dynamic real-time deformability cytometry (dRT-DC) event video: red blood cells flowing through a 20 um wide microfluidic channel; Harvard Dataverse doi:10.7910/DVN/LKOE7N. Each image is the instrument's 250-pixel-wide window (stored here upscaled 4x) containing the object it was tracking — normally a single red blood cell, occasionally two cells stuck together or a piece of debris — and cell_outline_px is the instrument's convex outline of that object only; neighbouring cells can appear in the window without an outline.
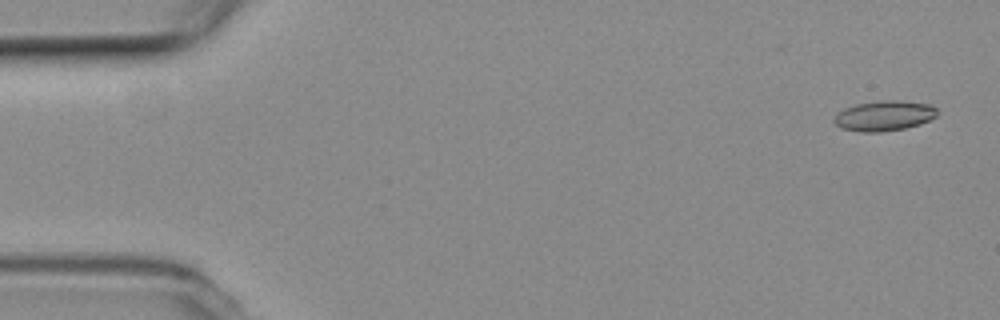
{"species": "common noctule bat (a hibernating species)", "species_latin": "Nyctalus noctula", "temperature_condition": "room temperature", "stored_images_in_passage": 5, "camera_frame_rate_fps": 3000, "um_per_image_px": 0.085, "animal": {"sex": "female", "body_mass_g": 19.3, "forearm_length_mm": 54.1}, "frame": {"image": 1, "passage_image": 1, "time_ms": 0.0, "image_size_px": [1000, 320], "cell_outline_px": [[936, 116], [920, 124], [904, 128], [880, 132], [860, 132], [840, 128], [832, 120], [836, 112], [844, 108], [856, 104], [876, 100], [900, 100], [928, 104], [936, 108]], "centroid_in_image_um": [75.09, 9.83], "position_along_channel_um": 9.9, "area_um2": 18.26}}
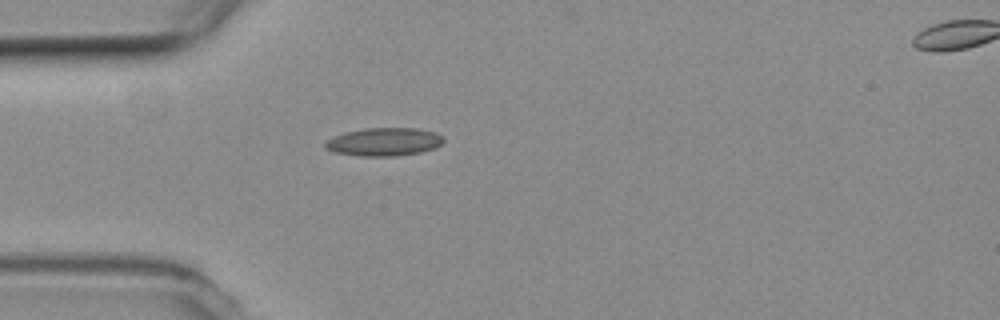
{"frame": {"image": 2, "passage_image": 4, "time_ms": 1.0, "image_size_px": [1000, 320], "cell_outline_px": [[444, 140], [436, 148], [420, 152], [396, 156], [360, 156], [336, 152], [324, 148], [324, 144], [328, 140], [336, 136], [348, 132], [364, 128], [416, 128], [436, 132], [444, 136]], "centroid_in_image_um": [32.7, 12.06], "position_along_channel_um": 52.3, "area_um2": 19.31}}